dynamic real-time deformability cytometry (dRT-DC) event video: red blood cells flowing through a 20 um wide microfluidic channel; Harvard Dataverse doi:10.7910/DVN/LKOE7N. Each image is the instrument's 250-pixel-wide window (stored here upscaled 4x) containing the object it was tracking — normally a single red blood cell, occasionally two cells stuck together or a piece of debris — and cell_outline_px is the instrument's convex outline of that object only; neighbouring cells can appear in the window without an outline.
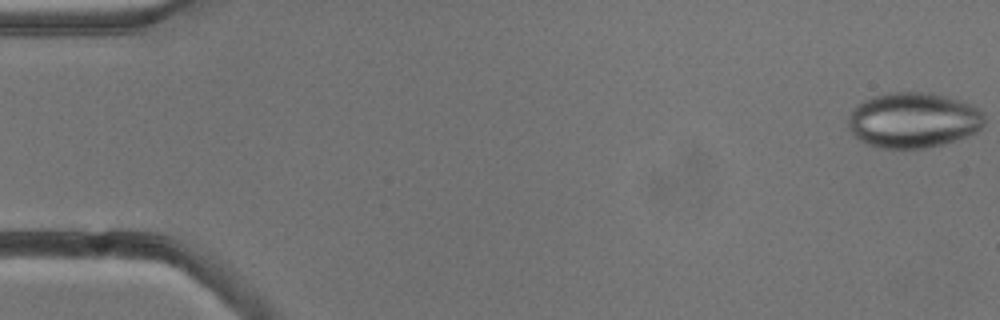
{"species": "common noctule bat (a hibernating species)", "species_latin": "Nyctalus noctula", "temperature_condition": "cold", "stored_images_in_passage": 6, "camera_frame_rate_fps": 3000, "um_per_image_px": 0.085, "animal": {"sex": "male", "body_mass_g": 13.3}, "frame": {"image": 1, "passage_image": 1, "time_ms": 0.0, "image_size_px": [1000, 320], "cell_outline_px": [[984, 124], [976, 132], [968, 136], [944, 144], [924, 148], [880, 148], [868, 144], [860, 140], [848, 128], [848, 116], [852, 108], [856, 104], [872, 96], [888, 92], [932, 92], [960, 100], [972, 104], [984, 116]], "centroid_in_image_um": [77.61, 10.2], "position_along_channel_um": 7.4, "area_um2": 44.27}}